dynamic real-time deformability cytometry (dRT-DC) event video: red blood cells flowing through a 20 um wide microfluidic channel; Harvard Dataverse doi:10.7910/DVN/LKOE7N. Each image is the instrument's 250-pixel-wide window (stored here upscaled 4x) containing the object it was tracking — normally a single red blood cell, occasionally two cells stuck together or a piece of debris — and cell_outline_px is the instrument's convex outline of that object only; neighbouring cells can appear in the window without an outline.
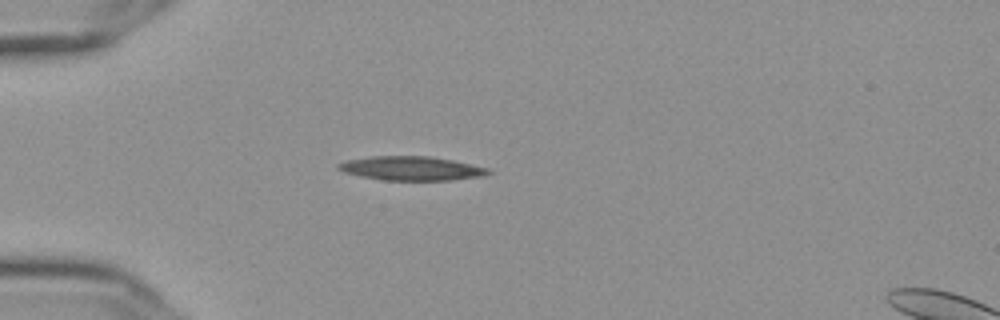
{"species": "Egyptian fruit bat (a non-hibernating species)", "species_latin": "Rousettus aegyptiacus", "temperature_condition": "cold", "stored_images_in_passage": 41, "camera_frame_rate_fps": 3000, "um_per_image_px": 0.085, "frame": {"image": 1, "passage_image": 1, "time_ms": 0.0, "image_size_px": [1000, 320], "cell_outline_px": [[492, 172], [484, 176], [452, 180], [384, 180], [360, 176], [344, 172], [336, 168], [336, 164], [348, 160], [372, 156], [428, 156], [452, 160], [488, 168]], "centroid_in_image_um": [34.96, 14.31], "position_along_channel_um": 50.0, "area_um2": 20.92}}
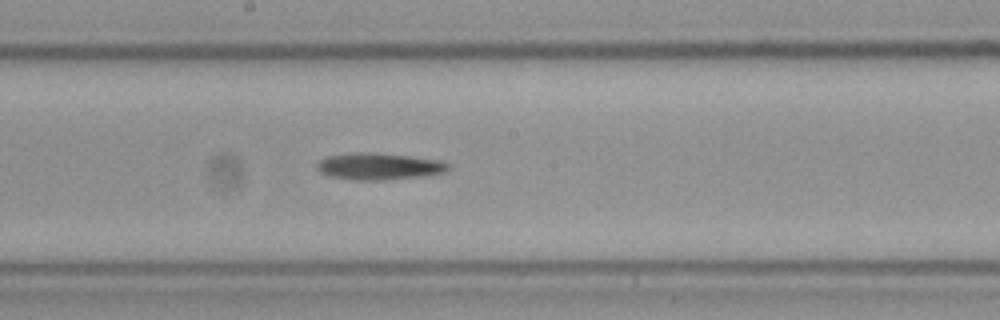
{"frame": {"image": 2, "passage_image": 16, "time_ms": 5.0, "image_size_px": [1000, 320], "cell_outline_px": [[448, 172], [428, 176], [384, 180], [352, 180], [332, 176], [320, 172], [316, 168], [316, 164], [320, 160], [328, 156], [360, 152], [404, 156], [436, 160], [448, 164]], "centroid_in_image_um": [32.21, 14.17], "position_along_channel_um": 216.0, "area_um2": 20.11}}
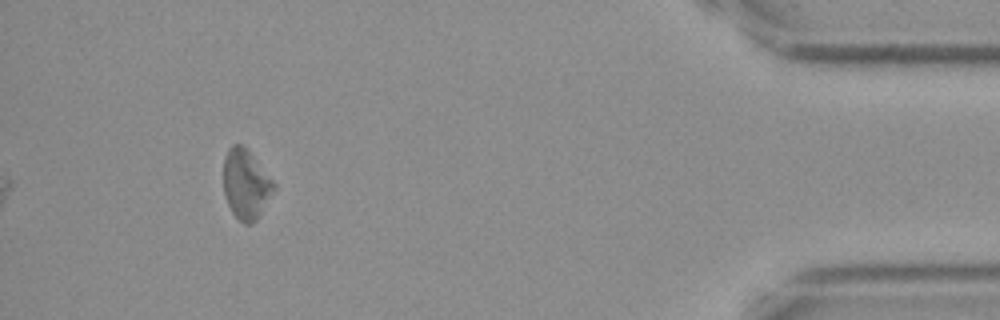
{"frame": {"image": 3, "passage_image": 37, "time_ms": 12.0, "image_size_px": [1000, 320], "cell_outline_px": [[276, 188], [256, 220], [252, 224], [244, 224], [232, 212], [224, 196], [224, 156], [228, 148], [232, 144], [244, 144], [248, 148], [276, 184]], "centroid_in_image_um": [20.9, 15.62], "position_along_channel_um": 414.3, "area_um2": 20.63}, "authors_computed_cell_mechanics": {"area_um2": 20.2878, "velocity_mm_per_s": 3.6461, "shape_relaxation_time_tau1_ms": 6.0988, "shape_relaxation_time_tau2_ms": null, "deformation_change_tau1": 0.1159, "deformation_change_tau2": null}}